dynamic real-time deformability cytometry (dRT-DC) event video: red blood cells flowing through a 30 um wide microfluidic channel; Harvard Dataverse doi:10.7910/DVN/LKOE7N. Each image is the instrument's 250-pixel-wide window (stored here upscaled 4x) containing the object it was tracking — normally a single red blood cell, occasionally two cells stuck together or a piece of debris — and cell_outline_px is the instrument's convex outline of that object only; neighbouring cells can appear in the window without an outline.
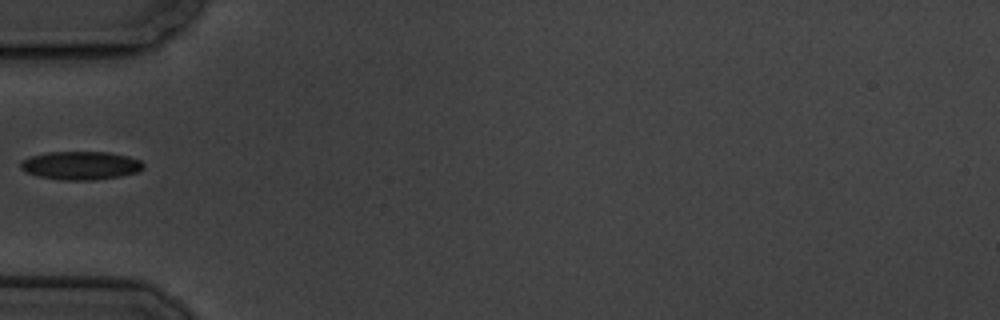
{"species": "common noctule bat (a hibernating species)", "species_latin": "Nyctalus noctula", "temperature_condition": "cold", "stored_images_in_passage": 2, "camera_frame_rate_fps": 3000, "um_per_image_px": 0.085, "animal": {"sex": "male", "body_mass_g": 19.5, "forearm_length_mm": 54.6}, "frame": {"image": 1, "passage_image": 2, "time_ms": 2.0, "image_size_px": [1000, 320], "cell_outline_px": [[144, 168], [136, 172], [120, 176], [96, 180], [60, 180], [36, 176], [20, 168], [20, 160], [32, 156], [48, 152], [108, 152], [128, 156], [140, 160], [144, 164]], "centroid_in_image_um": [6.85, 14.07], "position_along_channel_um": 78.1, "area_um2": 20.35}}